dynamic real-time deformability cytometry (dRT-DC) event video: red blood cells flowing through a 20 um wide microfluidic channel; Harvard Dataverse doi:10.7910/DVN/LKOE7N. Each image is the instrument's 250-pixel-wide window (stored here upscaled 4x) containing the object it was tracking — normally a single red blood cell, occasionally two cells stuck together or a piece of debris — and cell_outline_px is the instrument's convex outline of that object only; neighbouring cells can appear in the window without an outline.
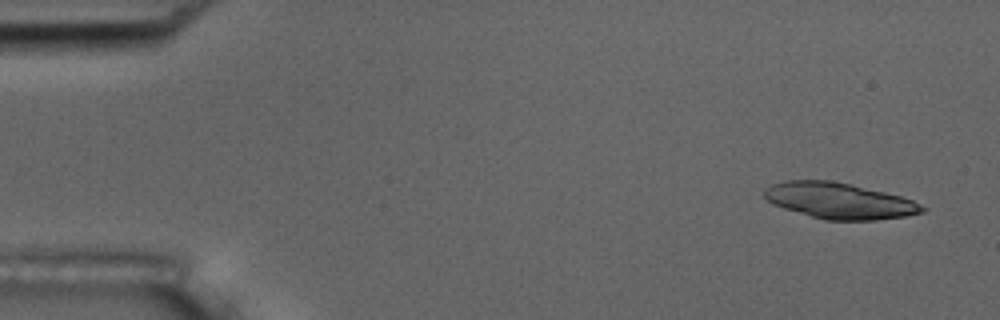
{"species": "common noctule bat (a hibernating species)", "species_latin": "Nyctalus noctula", "temperature_condition": "room temperature", "stored_images_in_passage": 54, "camera_frame_rate_fps": 3000, "um_per_image_px": 0.085, "animal": {"sex": "male", "body_mass_g": 17.5, "forearm_length_mm": 52.3}, "frame": {"image": 1, "passage_image": 3, "time_ms": 0.667, "image_size_px": [1000, 320], "cell_outline_px": [[928, 208], [924, 212], [904, 216], [876, 220], [824, 220], [784, 208], [772, 204], [764, 196], [764, 188], [772, 184], [784, 180], [832, 180], [852, 184], [900, 196], [912, 200]], "centroid_in_image_um": [71.33, 17.06], "position_along_channel_um": 13.7, "area_um2": 33.12}}